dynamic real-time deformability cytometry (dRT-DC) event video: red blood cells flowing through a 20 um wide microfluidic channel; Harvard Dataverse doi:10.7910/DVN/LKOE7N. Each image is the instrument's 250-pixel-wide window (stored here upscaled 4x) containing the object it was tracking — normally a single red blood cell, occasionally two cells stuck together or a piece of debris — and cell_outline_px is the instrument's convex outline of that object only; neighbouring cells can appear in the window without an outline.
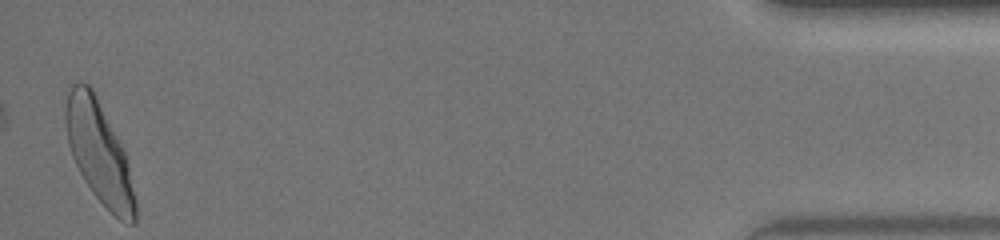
{"species": "human", "species_latin": "Homo sapiens", "temperature_condition": "warm", "stored_images_in_passage": 47, "camera_frame_rate_fps": 3000, "um_per_image_px": 0.085, "donor": {"sex": "female"}, "frame": {"image": 1, "passage_image": 47, "time_ms": 15.333, "image_size_px": [1000, 240], "cell_outline_px": [[136, 224], [128, 224], [120, 220], [92, 192], [84, 180], [72, 156], [68, 144], [64, 124], [64, 108], [68, 92], [72, 84], [88, 84], [92, 88], [124, 152], [128, 164], [136, 200]], "centroid_in_image_um": [8.4, 12.98], "position_along_channel_um": 426.8, "area_um2": 40.52}, "authors_computed_cell_mechanics": {"area_um2": 38.6104, "velocity_mm_per_s": 4.175, "shape_relaxation_time_tau1_ms": 3.4104, "shape_relaxation_time_tau2_ms": 0.6964, "deformation_change_tau1": 0.1758, "deformation_change_tau2": 0.0738}}